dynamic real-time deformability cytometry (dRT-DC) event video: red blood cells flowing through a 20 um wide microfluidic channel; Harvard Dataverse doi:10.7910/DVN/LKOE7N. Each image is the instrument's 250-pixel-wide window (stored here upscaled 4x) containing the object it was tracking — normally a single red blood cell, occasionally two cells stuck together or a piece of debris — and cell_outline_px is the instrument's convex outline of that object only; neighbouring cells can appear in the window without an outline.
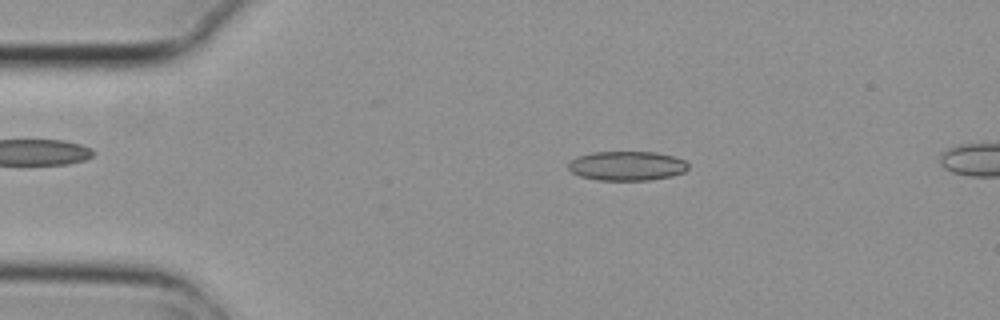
{"species": "common noctule bat (a hibernating species)", "species_latin": "Nyctalus noctula", "temperature_condition": "cold", "stored_images_in_passage": 3, "camera_frame_rate_fps": 3000, "um_per_image_px": 0.085, "animal": {"sex": "female", "body_mass_g": 29.2, "forearm_length_mm": 56.3}, "frame": {"image": 1, "passage_image": 1, "time_ms": 0.0, "image_size_px": [1000, 320], "cell_outline_px": [[688, 168], [684, 172], [672, 176], [648, 180], [600, 180], [580, 176], [572, 172], [568, 168], [568, 164], [576, 156], [592, 152], [656, 152], [672, 156], [684, 160], [688, 164]], "centroid_in_image_um": [53.28, 14.09], "position_along_channel_um": 31.7, "area_um2": 20.46}}